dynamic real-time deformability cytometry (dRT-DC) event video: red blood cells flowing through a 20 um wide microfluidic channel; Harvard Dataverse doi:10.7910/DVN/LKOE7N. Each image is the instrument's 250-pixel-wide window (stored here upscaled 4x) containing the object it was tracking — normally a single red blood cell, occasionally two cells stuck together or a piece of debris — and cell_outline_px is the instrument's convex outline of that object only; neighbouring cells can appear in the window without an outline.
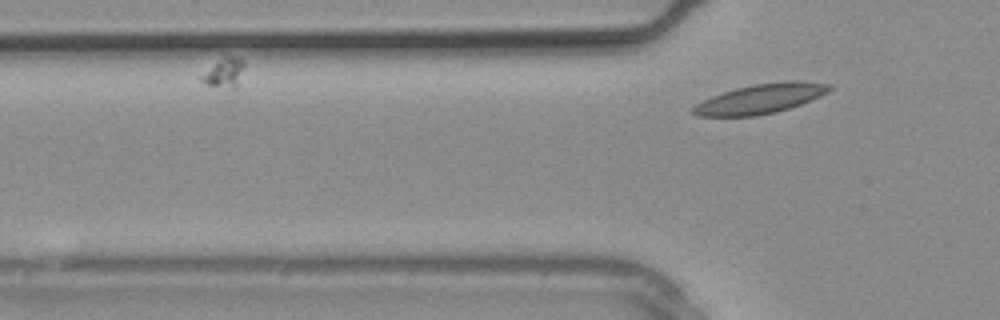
{"species": "common noctule bat (a hibernating species)", "species_latin": "Nyctalus noctula", "temperature_condition": "warm", "stored_images_in_passage": 3, "segment_of_instrument_passage": [2, 2], "camera_frame_rate_fps": 3000, "um_per_image_px": 0.085, "animal": {"sex": "male", "body_mass_g": 20.4}, "frame": {"image": 1, "passage_image": 3, "time_ms": 0.667, "image_size_px": [1000, 320], "cell_outline_px": [[832, 88], [828, 92], [800, 104], [776, 112], [756, 116], [696, 116], [692, 112], [692, 108], [696, 104], [712, 96], [736, 88], [752, 84], [788, 80], [796, 80], [832, 84]], "centroid_in_image_um": [64.65, 8.38], "position_along_channel_um": 61.1, "area_um2": 23.41}}